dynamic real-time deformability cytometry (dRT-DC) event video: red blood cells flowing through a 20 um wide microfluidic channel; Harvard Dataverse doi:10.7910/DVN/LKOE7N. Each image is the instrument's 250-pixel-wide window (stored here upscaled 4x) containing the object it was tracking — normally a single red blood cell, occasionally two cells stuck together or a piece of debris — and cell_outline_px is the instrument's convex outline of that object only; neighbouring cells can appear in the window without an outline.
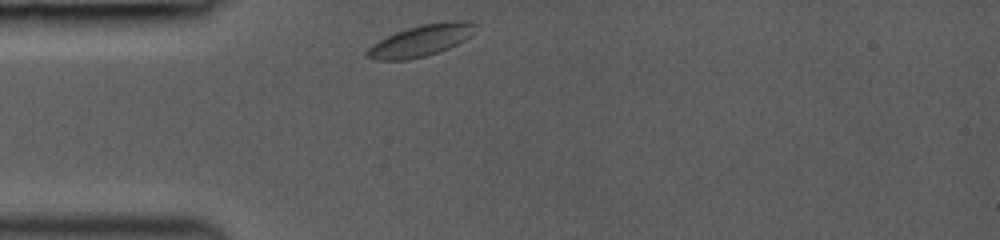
{"species": "common noctule bat (a hibernating species)", "species_latin": "Nyctalus noctula", "temperature_condition": "room temperature", "stored_images_in_passage": 11, "camera_frame_rate_fps": 3000, "um_per_image_px": 0.085, "animal": {"sex": "female", "body_mass_g": 19.0, "forearm_length_mm": 53.3}, "frame": {"image": 1, "passage_image": 1, "time_ms": 0.0, "image_size_px": [1000, 240], "cell_outline_px": [[476, 24], [468, 36], [464, 40], [440, 52], [408, 60], [376, 60], [364, 56], [364, 52], [372, 44], [396, 32], [420, 24], [452, 20], [468, 20]], "centroid_in_image_um": [35.73, 3.45], "position_along_channel_um": 49.3, "area_um2": 19.77}}
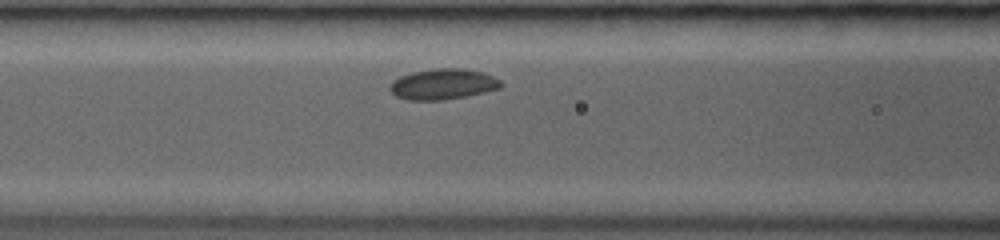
{"frame": {"image": 2, "passage_image": 5, "time_ms": 2.333, "image_size_px": [1000, 240], "cell_outline_px": [[504, 84], [500, 88], [484, 92], [444, 100], [408, 100], [396, 96], [388, 88], [388, 84], [392, 80], [400, 76], [412, 72], [436, 68], [460, 68], [484, 72], [500, 80]], "centroid_in_image_um": [37.63, 7.15], "position_along_channel_um": 129.0, "area_um2": 19.94}}
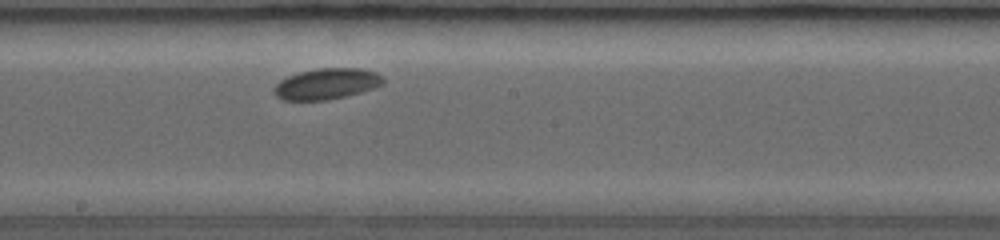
{"frame": {"image": 3, "passage_image": 9, "time_ms": 4.667, "image_size_px": [1000, 240], "cell_outline_px": [[384, 84], [360, 92], [328, 100], [284, 100], [276, 96], [272, 92], [272, 88], [280, 80], [288, 76], [300, 72], [320, 68], [360, 68], [376, 72], [384, 76]], "centroid_in_image_um": [27.76, 7.12], "position_along_channel_um": 220.4, "area_um2": 19.71}}